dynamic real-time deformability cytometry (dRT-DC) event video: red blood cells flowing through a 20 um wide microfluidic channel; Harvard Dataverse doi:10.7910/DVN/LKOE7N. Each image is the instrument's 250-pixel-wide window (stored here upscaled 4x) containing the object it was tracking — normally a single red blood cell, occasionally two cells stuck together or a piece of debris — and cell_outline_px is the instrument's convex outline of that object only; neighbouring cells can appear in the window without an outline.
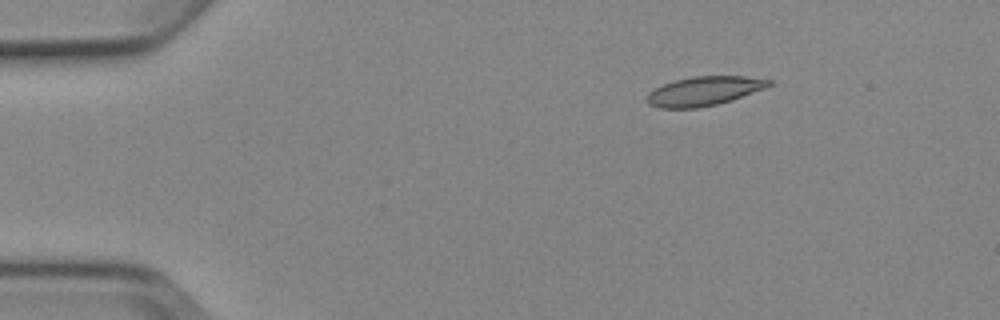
{"species": "Egyptian fruit bat (a non-hibernating species)", "species_latin": "Rousettus aegyptiacus", "temperature_condition": "cold", "stored_images_in_passage": 5, "camera_frame_rate_fps": 3000, "um_per_image_px": 0.085, "animal": {"sex": "female"}, "frame": {"image": 1, "passage_image": 2, "time_ms": 1.333, "image_size_px": [1000, 320], "cell_outline_px": [[776, 80], [772, 84], [764, 88], [732, 100], [716, 104], [696, 108], [660, 108], [648, 104], [648, 92], [664, 84], [676, 80], [692, 76], [744, 76]], "centroid_in_image_um": [59.88, 7.73], "position_along_channel_um": 25.1, "area_um2": 20.58}}
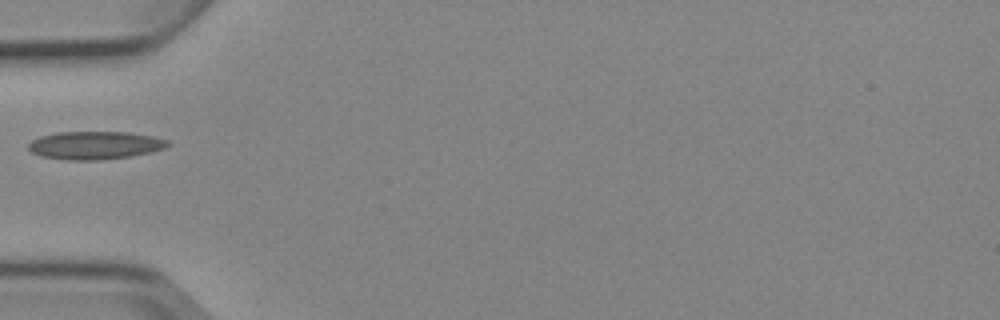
{"frame": {"image": 2, "passage_image": 5, "time_ms": 4.667, "image_size_px": [1000, 320], "cell_outline_px": [[172, 144], [164, 148], [132, 156], [100, 160], [68, 160], [40, 156], [32, 152], [28, 148], [28, 144], [32, 140], [40, 136], [56, 132], [128, 132], [152, 136], [168, 140]], "centroid_in_image_um": [8.06, 12.35], "position_along_channel_um": 76.9, "area_um2": 22.77}}